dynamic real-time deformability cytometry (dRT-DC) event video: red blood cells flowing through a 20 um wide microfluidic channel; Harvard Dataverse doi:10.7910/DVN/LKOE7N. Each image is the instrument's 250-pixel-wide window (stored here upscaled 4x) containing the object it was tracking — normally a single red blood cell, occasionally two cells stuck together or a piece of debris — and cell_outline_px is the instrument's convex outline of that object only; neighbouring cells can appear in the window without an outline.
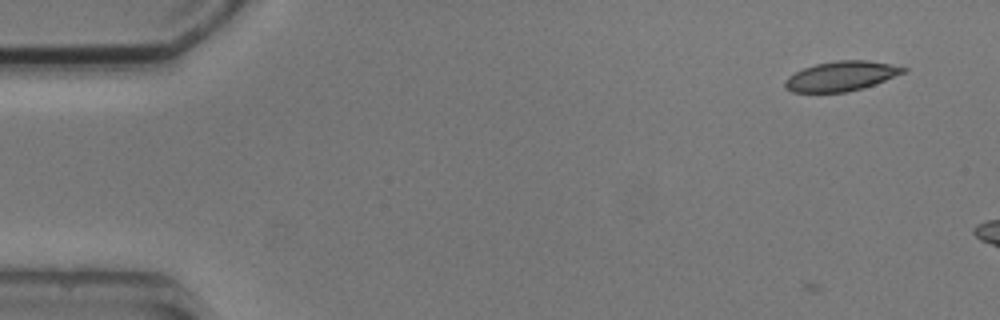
{"species": "common noctule bat (a hibernating species)", "species_latin": "Nyctalus noctula", "temperature_condition": "cold", "stored_images_in_passage": 4, "camera_frame_rate_fps": 3000, "um_per_image_px": 0.085, "animal": {"sex": "male", "body_mass_g": 20.5, "forearm_length_mm": 52.5}, "frame": {"image": 1, "passage_image": 1, "time_ms": 0.0, "image_size_px": [1000, 320], "cell_outline_px": [[908, 72], [864, 88], [848, 92], [792, 92], [784, 88], [784, 80], [788, 76], [804, 68], [816, 64], [836, 60], [868, 60], [908, 68]], "centroid_in_image_um": [71.51, 6.48], "position_along_channel_um": 13.5, "area_um2": 20.63}}